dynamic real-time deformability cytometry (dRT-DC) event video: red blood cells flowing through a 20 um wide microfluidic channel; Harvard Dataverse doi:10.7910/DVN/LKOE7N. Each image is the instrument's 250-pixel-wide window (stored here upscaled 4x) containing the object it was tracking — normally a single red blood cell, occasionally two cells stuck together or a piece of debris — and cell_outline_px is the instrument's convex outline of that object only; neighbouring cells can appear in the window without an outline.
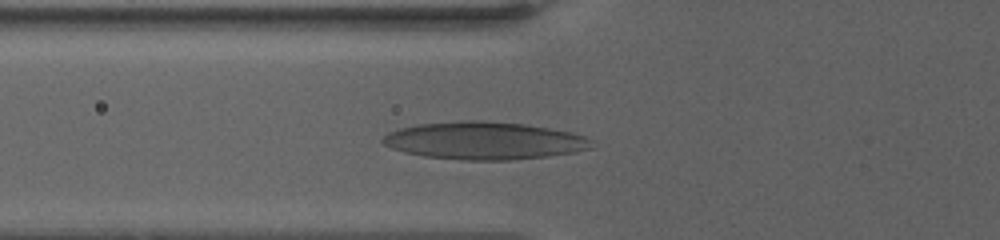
{"species": "human", "species_latin": "Homo sapiens", "temperature_condition": "warm", "stored_images_in_passage": 12, "camera_frame_rate_fps": 3000, "um_per_image_px": 0.085, "donor": {"sex": "female"}, "frame": {"image": 1, "passage_image": 9, "time_ms": 6.0, "image_size_px": [1000, 240], "cell_outline_px": [[592, 148], [576, 152], [548, 156], [512, 160], [464, 160], [424, 156], [404, 152], [392, 148], [384, 144], [380, 140], [388, 132], [400, 128], [420, 124], [460, 120], [480, 120], [528, 124], [572, 132], [584, 136], [592, 140]], "centroid_in_image_um": [41.18, 11.95], "position_along_channel_um": 84.6, "area_um2": 46.01}}
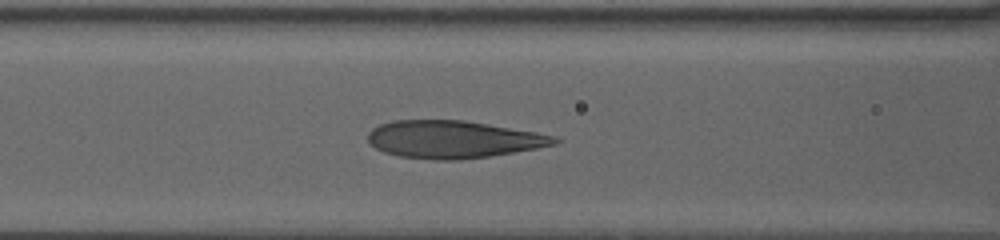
{"frame": {"image": 2, "passage_image": 12, "time_ms": 7.333, "image_size_px": [1000, 240], "cell_outline_px": [[560, 140], [556, 144], [536, 148], [488, 156], [460, 160], [432, 160], [400, 156], [384, 152], [368, 144], [368, 132], [372, 128], [380, 124], [392, 120], [464, 120], [536, 132], [552, 136]], "centroid_in_image_um": [38.45, 11.84], "position_along_channel_um": 128.1, "area_um2": 40.63}}